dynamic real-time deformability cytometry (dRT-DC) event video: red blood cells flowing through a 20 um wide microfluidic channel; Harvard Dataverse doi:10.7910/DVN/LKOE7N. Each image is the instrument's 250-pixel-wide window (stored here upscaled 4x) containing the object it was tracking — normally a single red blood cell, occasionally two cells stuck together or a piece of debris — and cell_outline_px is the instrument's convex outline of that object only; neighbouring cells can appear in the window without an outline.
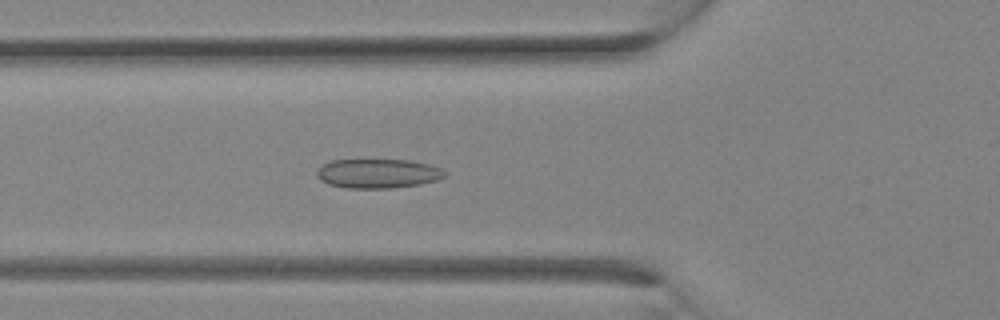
{"species": "Egyptian fruit bat (a non-hibernating species)", "species_latin": "Rousettus aegyptiacus", "temperature_condition": "room temperature", "stored_images_in_passage": 12, "camera_frame_rate_fps": 3000, "um_per_image_px": 0.085, "animal": {"sex": "female"}, "frame": {"image": 1, "passage_image": 10, "time_ms": 3.0, "image_size_px": [1000, 320], "cell_outline_px": [[448, 172], [444, 176], [436, 180], [420, 184], [392, 188], [348, 188], [328, 184], [320, 180], [316, 176], [316, 172], [324, 164], [332, 160], [408, 160], [428, 164], [440, 168]], "centroid_in_image_um": [32.12, 14.75], "position_along_channel_um": 93.7, "area_um2": 21.73}}
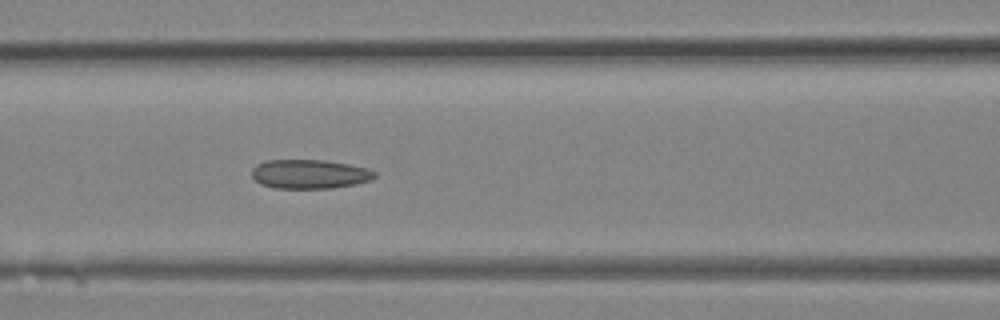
{"frame": {"image": 2, "passage_image": 12, "time_ms": 3.667, "image_size_px": [1000, 320], "cell_outline_px": [[376, 176], [372, 180], [356, 184], [332, 188], [276, 188], [260, 184], [252, 176], [252, 168], [256, 164], [264, 160], [324, 160], [348, 164], [368, 168], [376, 172]], "centroid_in_image_um": [26.32, 14.79], "position_along_channel_um": 140.3, "area_um2": 20.98}}